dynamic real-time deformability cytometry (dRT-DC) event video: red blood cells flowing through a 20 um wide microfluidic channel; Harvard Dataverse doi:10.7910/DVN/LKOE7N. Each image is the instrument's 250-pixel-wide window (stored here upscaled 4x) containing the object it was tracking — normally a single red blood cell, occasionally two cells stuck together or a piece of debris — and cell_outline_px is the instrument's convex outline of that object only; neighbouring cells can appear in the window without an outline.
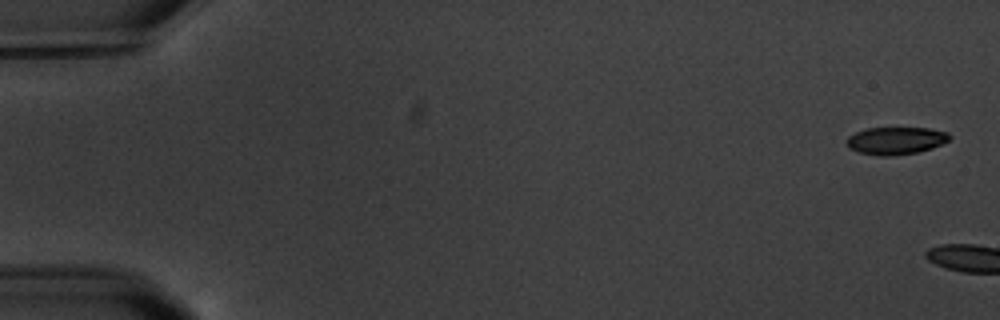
{"species": "common noctule bat (a hibernating species)", "species_latin": "Nyctalus noctula", "temperature_condition": "warm", "stored_images_in_passage": 6, "camera_frame_rate_fps": 3000, "um_per_image_px": 0.085, "animal": {"sex": "male", "body_mass_g": 20.1, "forearm_length_mm": 53.5}, "frame": {"image": 1, "passage_image": 1, "time_ms": 0.0, "image_size_px": [1000, 320], "cell_outline_px": [[952, 136], [948, 140], [932, 148], [916, 152], [892, 156], [880, 156], [860, 152], [848, 148], [848, 136], [856, 132], [868, 128], [928, 128], [948, 132]], "centroid_in_image_um": [76.16, 11.95], "position_along_channel_um": 8.8, "area_um2": 16.3}}
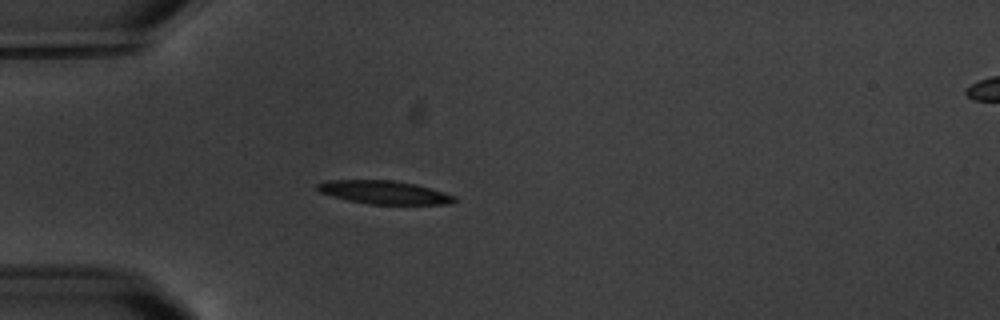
{"frame": {"image": 2, "passage_image": 6, "time_ms": 6.667, "image_size_px": [1000, 320], "cell_outline_px": [[456, 200], [452, 204], [368, 204], [348, 200], [332, 196], [320, 192], [316, 188], [316, 184], [328, 180], [392, 180], [416, 184], [432, 188], [456, 196]], "centroid_in_image_um": [32.68, 16.35], "position_along_channel_um": 52.3, "area_um2": 18.67}}